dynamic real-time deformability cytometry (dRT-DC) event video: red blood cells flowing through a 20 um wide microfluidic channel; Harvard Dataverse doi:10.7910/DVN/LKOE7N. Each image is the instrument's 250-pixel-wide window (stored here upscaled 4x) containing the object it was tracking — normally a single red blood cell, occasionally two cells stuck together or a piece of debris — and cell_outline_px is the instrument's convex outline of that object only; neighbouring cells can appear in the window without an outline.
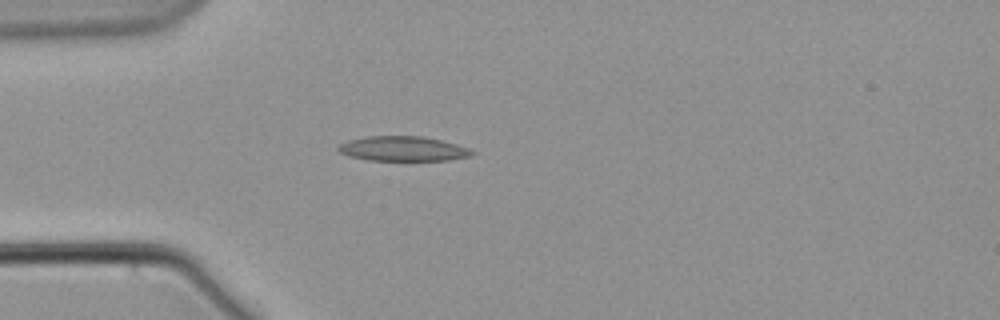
{"species": "common noctule bat (a hibernating species)", "species_latin": "Nyctalus noctula", "temperature_condition": "warm", "stored_images_in_passage": 10, "camera_frame_rate_fps": 3000, "um_per_image_px": 0.085, "animal": {"sex": "male", "body_mass_g": 21.5, "forearm_length_mm": 52.0}, "frame": {"image": 1, "passage_image": 4, "time_ms": 7.0, "image_size_px": [1000, 320], "cell_outline_px": [[476, 152], [472, 156], [448, 160], [368, 160], [348, 156], [340, 152], [336, 148], [340, 144], [348, 140], [368, 136], [424, 136], [456, 144], [468, 148]], "centroid_in_image_um": [34.25, 12.64], "position_along_channel_um": 50.7, "area_um2": 19.31}}
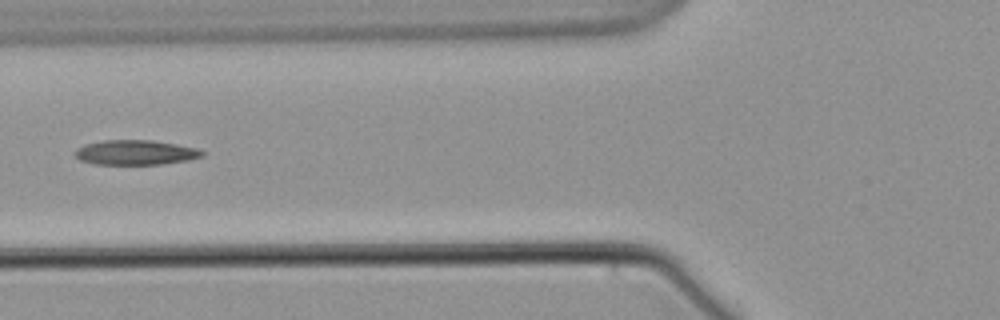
{"frame": {"image": 2, "passage_image": 6, "time_ms": 9.333, "image_size_px": [1000, 320], "cell_outline_px": [[204, 156], [188, 160], [164, 164], [92, 164], [80, 160], [72, 152], [76, 148], [84, 144], [104, 140], [152, 140], [176, 144], [196, 148], [204, 152]], "centroid_in_image_um": [11.48, 12.96], "position_along_channel_um": 114.3, "area_um2": 18.5}}
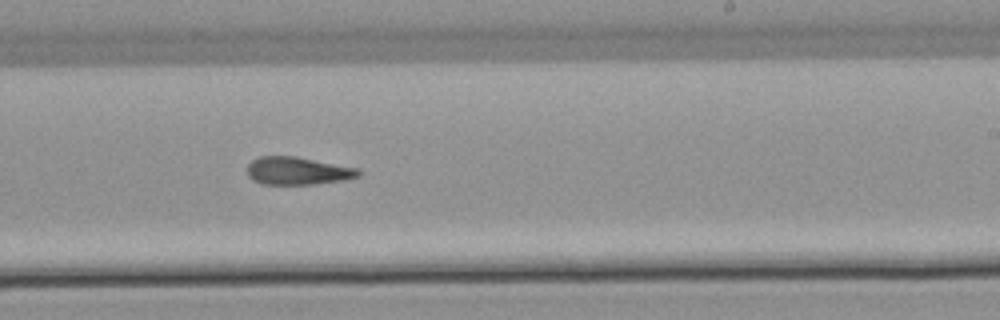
{"frame": {"image": 3, "passage_image": 10, "time_ms": 14.0, "image_size_px": [1000, 320], "cell_outline_px": [[360, 176], [344, 180], [312, 184], [264, 184], [252, 180], [248, 176], [248, 164], [252, 160], [260, 156], [296, 156], [360, 168]], "centroid_in_image_um": [25.32, 14.51], "position_along_channel_um": 263.7, "area_um2": 18.09}}